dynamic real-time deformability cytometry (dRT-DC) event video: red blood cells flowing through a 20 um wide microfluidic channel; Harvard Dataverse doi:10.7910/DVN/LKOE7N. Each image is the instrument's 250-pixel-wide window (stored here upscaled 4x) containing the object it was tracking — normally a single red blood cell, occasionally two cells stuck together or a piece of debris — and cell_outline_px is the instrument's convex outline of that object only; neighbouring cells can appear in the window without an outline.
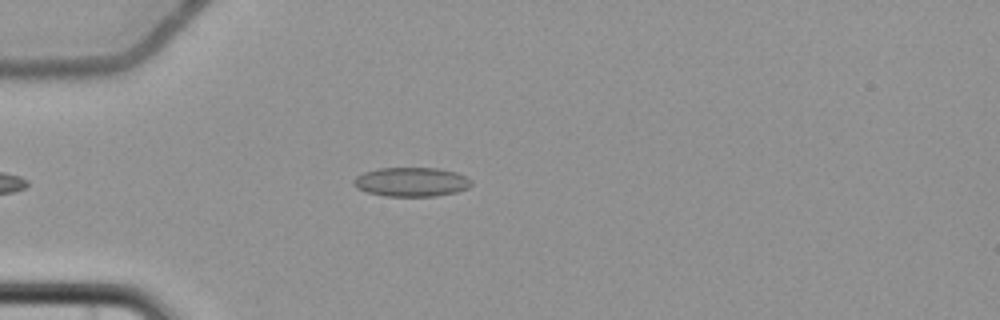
{"species": "common noctule bat (a hibernating species)", "species_latin": "Nyctalus noctula", "temperature_condition": "cold", "stored_images_in_passage": 6, "camera_frame_rate_fps": 3000, "um_per_image_px": 0.085, "animal": {"sex": "female", "body_mass_g": 22.7, "forearm_length_mm": 54.2}, "frame": {"image": 1, "passage_image": 3, "time_ms": 3.333, "image_size_px": [1000, 320], "cell_outline_px": [[472, 184], [468, 188], [456, 192], [436, 196], [384, 196], [368, 192], [356, 188], [352, 184], [352, 180], [356, 176], [364, 172], [380, 168], [440, 168], [456, 172], [472, 180]], "centroid_in_image_um": [34.96, 15.46], "position_along_channel_um": 50.0, "area_um2": 20.11}}
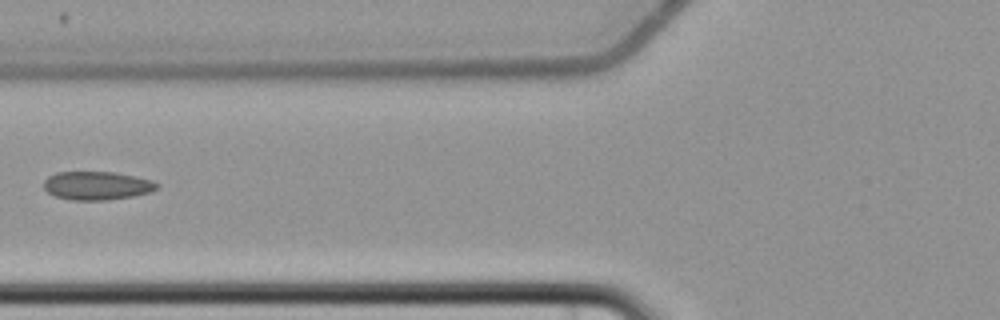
{"frame": {"image": 2, "passage_image": 5, "time_ms": 5.667, "image_size_px": [1000, 320], "cell_outline_px": [[160, 188], [152, 192], [132, 196], [108, 200], [72, 200], [56, 196], [48, 192], [44, 188], [44, 180], [48, 176], [56, 172], [116, 172], [136, 176], [152, 180], [160, 184]], "centroid_in_image_um": [8.29, 15.77], "position_along_channel_um": 117.5, "area_um2": 18.96}}
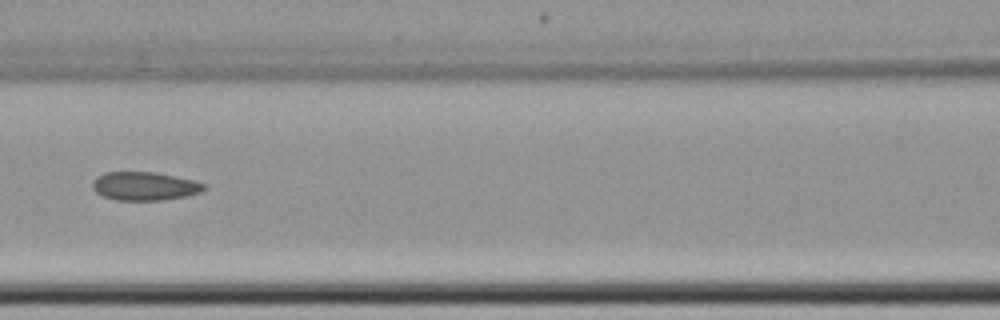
{"frame": {"image": 3, "passage_image": 6, "time_ms": 6.667, "image_size_px": [1000, 320], "cell_outline_px": [[208, 188], [200, 192], [188, 196], [160, 200], [116, 200], [104, 196], [96, 192], [92, 188], [92, 180], [96, 176], [104, 172], [156, 172], [192, 180], [204, 184]], "centroid_in_image_um": [12.27, 15.82], "position_along_channel_um": 154.3, "area_um2": 18.55}}